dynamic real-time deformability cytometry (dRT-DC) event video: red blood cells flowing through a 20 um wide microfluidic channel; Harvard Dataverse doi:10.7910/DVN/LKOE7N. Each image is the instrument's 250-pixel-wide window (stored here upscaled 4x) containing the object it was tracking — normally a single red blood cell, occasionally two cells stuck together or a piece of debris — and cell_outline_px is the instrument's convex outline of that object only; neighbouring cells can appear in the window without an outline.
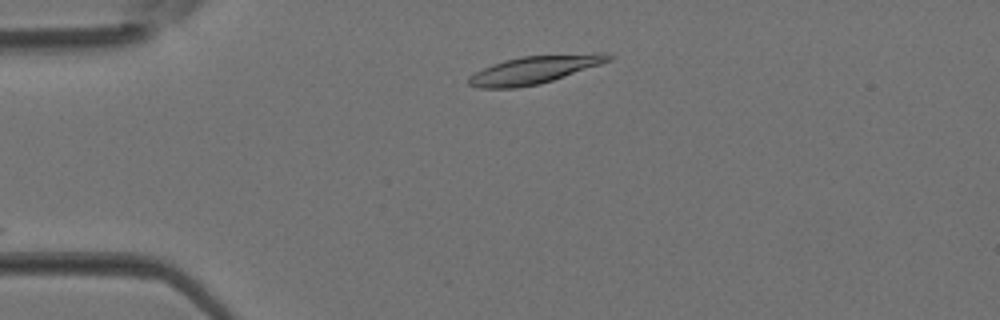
{"species": "Egyptian fruit bat (a non-hibernating species)", "species_latin": "Rousettus aegyptiacus", "temperature_condition": "room temperature", "stored_images_in_passage": 2, "camera_frame_rate_fps": 3000, "um_per_image_px": 0.085, "animal": {"sex": "female"}, "frame": {"image": 1, "passage_image": 2, "time_ms": 0.333, "image_size_px": [1000, 320], "cell_outline_px": [[616, 56], [612, 60], [540, 84], [516, 88], [480, 88], [468, 84], [468, 76], [492, 64], [504, 60], [520, 56], [604, 52]], "centroid_in_image_um": [45.45, 5.91], "position_along_channel_um": 39.6, "area_um2": 22.72}}